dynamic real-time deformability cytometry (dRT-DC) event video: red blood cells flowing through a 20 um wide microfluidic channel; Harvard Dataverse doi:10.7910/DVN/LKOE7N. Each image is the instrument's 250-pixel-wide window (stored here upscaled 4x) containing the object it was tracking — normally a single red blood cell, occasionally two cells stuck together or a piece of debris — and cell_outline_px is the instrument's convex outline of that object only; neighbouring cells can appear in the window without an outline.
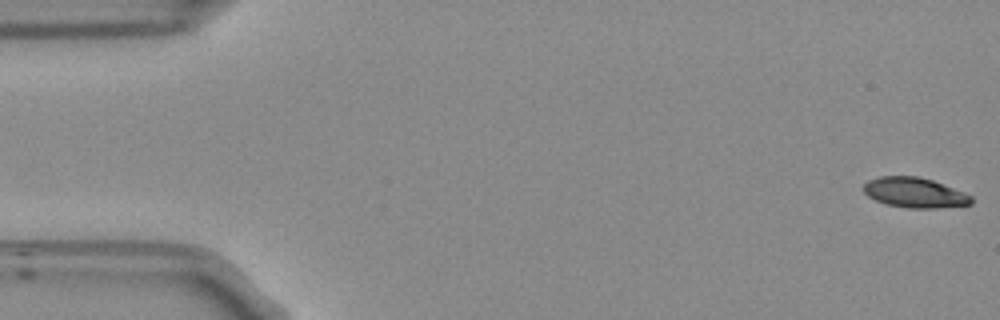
{"species": "Egyptian fruit bat (a non-hibernating species)", "species_latin": "Rousettus aegyptiacus", "temperature_condition": "room temperature", "stored_images_in_passage": 54, "camera_frame_rate_fps": 3000, "um_per_image_px": 0.085, "frame": {"image": 1, "passage_image": 1, "time_ms": 0.0, "image_size_px": [1000, 320], "cell_outline_px": [[972, 204], [936, 208], [908, 208], [888, 204], [876, 200], [868, 196], [864, 192], [864, 184], [868, 180], [880, 176], [916, 176], [932, 180], [964, 192], [972, 196]], "centroid_in_image_um": [77.75, 16.37], "position_along_channel_um": 7.3, "area_um2": 18.73}}
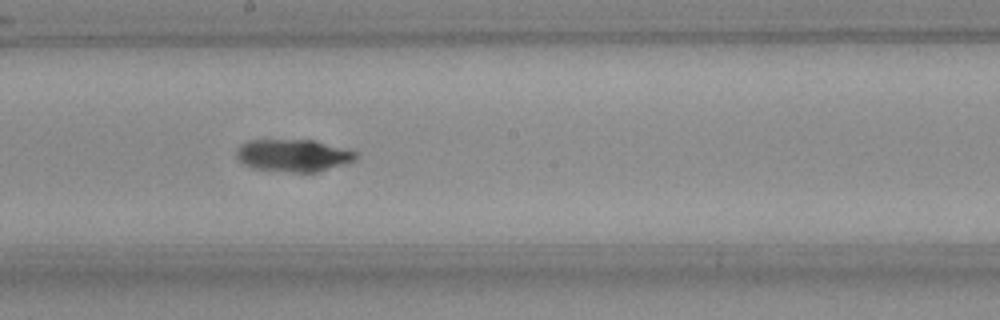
{"frame": {"image": 2, "passage_image": 29, "time_ms": 9.333, "image_size_px": [1000, 320], "cell_outline_px": [[356, 156], [352, 160], [344, 164], [312, 172], [292, 172], [256, 168], [244, 164], [236, 156], [236, 148], [240, 144], [248, 140], [312, 140], [348, 148], [356, 152]], "centroid_in_image_um": [24.9, 13.19], "position_along_channel_um": 223.3, "area_um2": 22.2}}
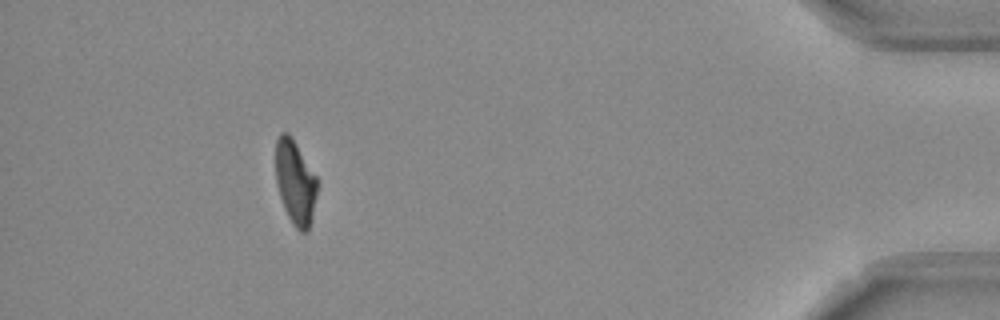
{"frame": {"image": 3, "passage_image": 49, "time_ms": 16.0, "image_size_px": [1000, 320], "cell_outline_px": [[316, 196], [312, 216], [308, 232], [300, 232], [292, 224], [284, 208], [276, 184], [276, 140], [280, 132], [288, 132], [292, 136], [316, 176]], "centroid_in_image_um": [25.08, 15.48], "position_along_channel_um": 410.1, "area_um2": 20.35}, "authors_computed_cell_mechanics": {"area_um2": 21.097, "velocity_mm_per_s": 3.7469, "shape_relaxation_time_tau1_ms": 4.4178, "shape_relaxation_time_tau2_ms": 8.8026, "deformation_change_tau1": 0.1648, "deformation_change_tau2": 0.1654}}